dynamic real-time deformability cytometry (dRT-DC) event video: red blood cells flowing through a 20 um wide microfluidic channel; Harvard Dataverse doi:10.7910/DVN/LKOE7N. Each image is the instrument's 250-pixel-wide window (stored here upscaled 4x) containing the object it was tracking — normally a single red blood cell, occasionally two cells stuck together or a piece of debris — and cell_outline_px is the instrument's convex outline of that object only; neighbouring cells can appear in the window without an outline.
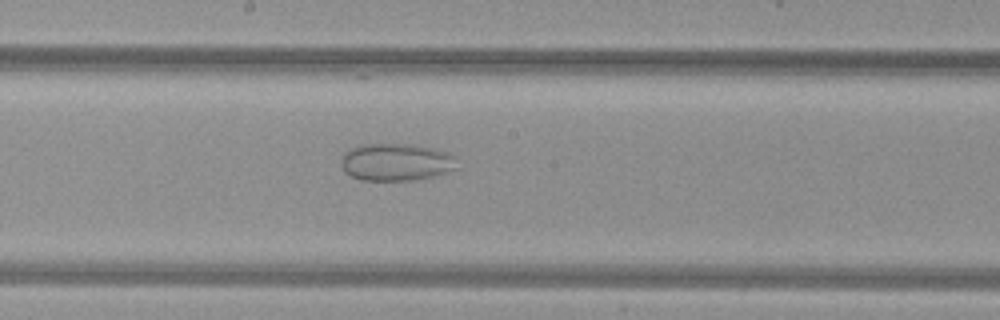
{"species": "common noctule bat (a hibernating species)", "species_latin": "Nyctalus noctula", "temperature_condition": "warm", "stored_images_in_passage": 39, "camera_frame_rate_fps": 3000, "um_per_image_px": 0.085, "animal": {"sex": "female", "body_mass_g": 29.2, "forearm_length_mm": 56.3}, "frame": {"image": 1, "passage_image": 16, "time_ms": 5.0, "image_size_px": [1000, 320], "cell_outline_px": [[460, 168], [432, 176], [416, 180], [360, 180], [344, 172], [340, 164], [340, 160], [352, 148], [360, 144], [412, 144], [432, 148], [448, 152], [456, 156]], "centroid_in_image_um": [33.72, 13.78], "position_along_channel_um": 214.5, "area_um2": 25.49}}